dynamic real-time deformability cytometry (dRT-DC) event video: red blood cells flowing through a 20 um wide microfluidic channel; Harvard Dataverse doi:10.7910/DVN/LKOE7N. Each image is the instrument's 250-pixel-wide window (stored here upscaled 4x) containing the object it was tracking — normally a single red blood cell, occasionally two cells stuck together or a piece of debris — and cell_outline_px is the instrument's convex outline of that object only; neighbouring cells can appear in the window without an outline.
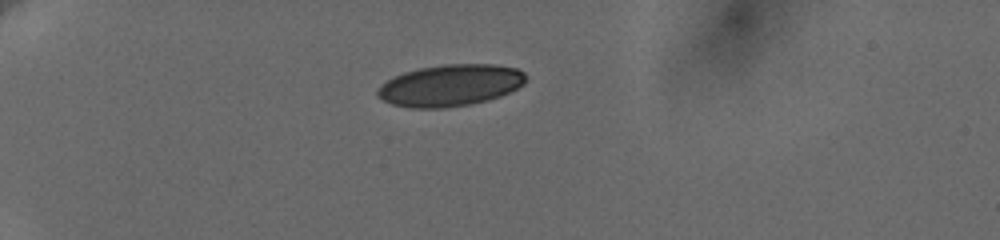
{"species": "human", "species_latin": "Homo sapiens", "temperature_condition": "cold", "stored_images_in_passage": 42, "camera_frame_rate_fps": 3000, "um_per_image_px": 0.085, "donor": {"sex": "female"}, "frame": {"image": 1, "passage_image": 1, "time_ms": 0.0, "image_size_px": [1000, 240], "cell_outline_px": [[524, 84], [500, 96], [488, 100], [468, 104], [440, 108], [412, 108], [392, 104], [376, 96], [376, 92], [380, 84], [392, 76], [404, 72], [420, 68], [444, 64], [496, 64], [516, 68], [524, 72]], "centroid_in_image_um": [38.23, 7.24], "position_along_channel_um": 46.8, "area_um2": 35.95}}
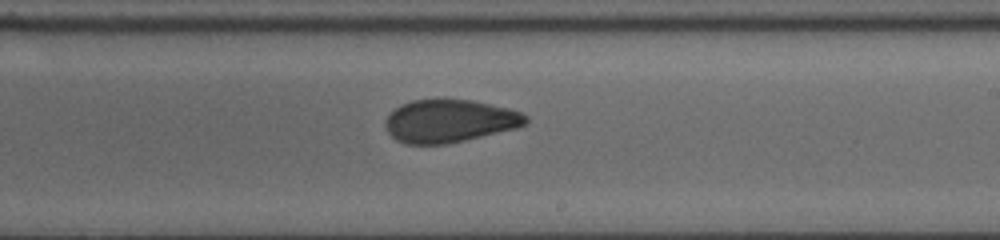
{"frame": {"image": 2, "passage_image": 22, "time_ms": 7.0, "image_size_px": [1000, 240], "cell_outline_px": [[528, 120], [524, 124], [516, 128], [448, 144], [404, 144], [396, 140], [388, 132], [384, 124], [388, 116], [400, 104], [412, 100], [472, 100], [508, 108], [520, 112], [528, 116]], "centroid_in_image_um": [38.19, 10.29], "position_along_channel_um": 250.8, "area_um2": 34.8}}
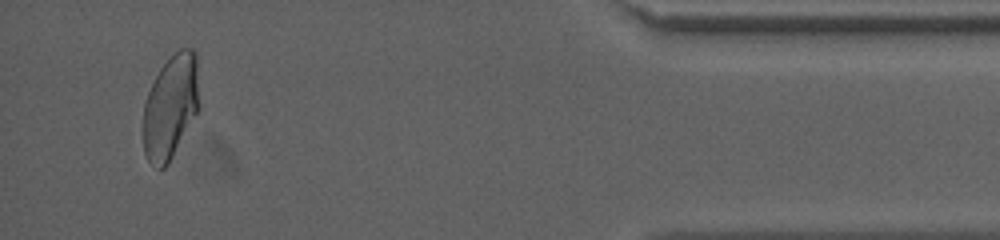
{"frame": {"image": 3, "passage_image": 40, "time_ms": 13.0, "image_size_px": [1000, 240], "cell_outline_px": [[200, 108], [168, 164], [164, 168], [156, 168], [148, 160], [144, 152], [144, 104], [148, 92], [160, 68], [180, 48], [192, 48], [196, 52]], "centroid_in_image_um": [14.53, 9.07], "position_along_channel_um": 420.7, "area_um2": 33.87}, "authors_computed_cell_mechanics": {"area_um2": 35.9516, "velocity_mm_per_s": 3.6429, "shape_relaxation_time_tau1_ms": null, "shape_relaxation_time_tau2_ms": 1.5528, "deformation_change_tau1": null, "deformation_change_tau2": 0.0686}}